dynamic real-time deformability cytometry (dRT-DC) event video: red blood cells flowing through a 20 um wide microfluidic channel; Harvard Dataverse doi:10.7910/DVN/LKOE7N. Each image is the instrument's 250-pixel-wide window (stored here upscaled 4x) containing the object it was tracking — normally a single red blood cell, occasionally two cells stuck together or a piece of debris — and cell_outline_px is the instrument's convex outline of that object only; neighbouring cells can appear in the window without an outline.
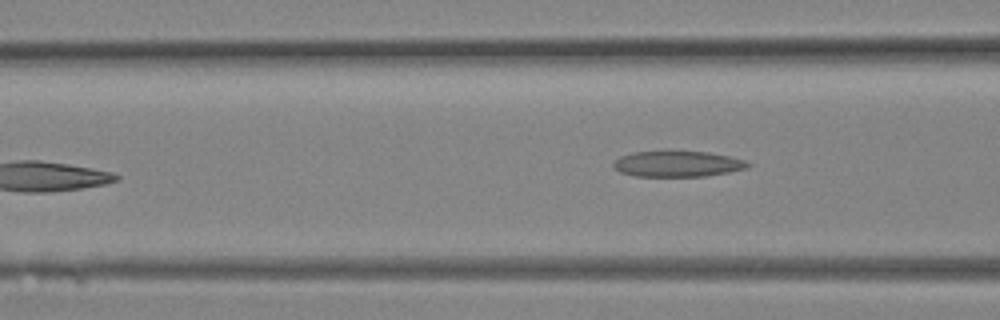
{"species": "Egyptian fruit bat (a non-hibernating species)", "species_latin": "Rousettus aegyptiacus", "temperature_condition": "room temperature", "stored_images_in_passage": 14, "camera_frame_rate_fps": 3000, "um_per_image_px": 0.085, "animal": {"sex": "female"}, "frame": {"image": 1, "passage_image": 14, "time_ms": 4.333, "image_size_px": [1000, 320], "cell_outline_px": [[752, 164], [748, 168], [728, 172], [704, 176], [632, 176], [620, 172], [612, 164], [620, 156], [632, 152], [664, 148], [668, 148], [708, 152], [728, 156], [744, 160]], "centroid_in_image_um": [57.55, 13.88], "position_along_channel_um": 109.0, "area_um2": 21.1}}